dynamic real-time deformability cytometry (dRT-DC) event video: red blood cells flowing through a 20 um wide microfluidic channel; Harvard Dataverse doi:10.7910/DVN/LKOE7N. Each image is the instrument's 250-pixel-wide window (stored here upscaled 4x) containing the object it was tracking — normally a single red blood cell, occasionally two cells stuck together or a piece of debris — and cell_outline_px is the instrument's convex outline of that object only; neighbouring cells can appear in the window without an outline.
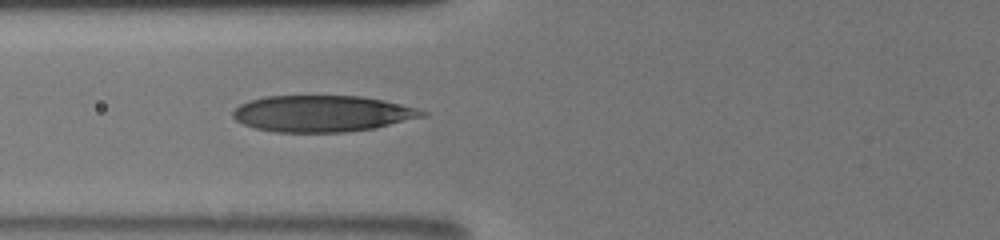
{"species": "human", "species_latin": "Homo sapiens", "temperature_condition": "room temperature", "stored_images_in_passage": 9, "camera_frame_rate_fps": 3000, "um_per_image_px": 0.085, "donor": {"sex": "male"}, "frame": {"image": 1, "passage_image": 9, "time_ms": 8.0, "image_size_px": [1000, 240], "cell_outline_px": [[428, 116], [376, 128], [344, 132], [276, 132], [256, 128], [244, 124], [236, 120], [232, 116], [232, 112], [240, 104], [248, 100], [264, 96], [360, 96], [384, 100], [416, 108], [428, 112]], "centroid_in_image_um": [27.41, 9.65], "position_along_channel_um": 98.4, "area_um2": 40.29}}